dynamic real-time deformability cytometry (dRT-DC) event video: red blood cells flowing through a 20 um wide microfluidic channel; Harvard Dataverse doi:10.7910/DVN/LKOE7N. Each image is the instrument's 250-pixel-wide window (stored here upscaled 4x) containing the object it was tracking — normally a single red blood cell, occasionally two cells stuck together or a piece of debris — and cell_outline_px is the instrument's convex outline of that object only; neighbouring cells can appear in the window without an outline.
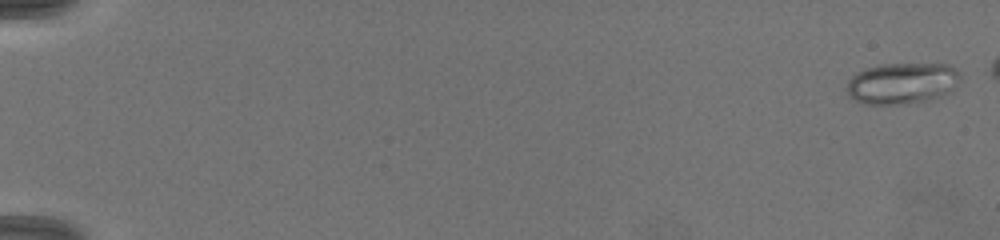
{"species": "common noctule bat (a hibernating species)", "species_latin": "Nyctalus noctula", "temperature_condition": "warm", "stored_images_in_passage": 51, "camera_frame_rate_fps": 3000, "um_per_image_px": 0.085, "animal": {"sex": "female", "body_mass_g": 19.5, "forearm_length_mm": 54.1}, "frame": {"image": 1, "passage_image": 1, "time_ms": 0.0, "image_size_px": [1000, 240], "cell_outline_px": [[960, 80], [948, 92], [940, 96], [928, 100], [892, 104], [868, 104], [856, 100], [848, 96], [848, 80], [856, 72], [880, 64], [948, 64], [960, 72]], "centroid_in_image_um": [76.67, 7.06], "position_along_channel_um": 8.3, "area_um2": 26.93}}
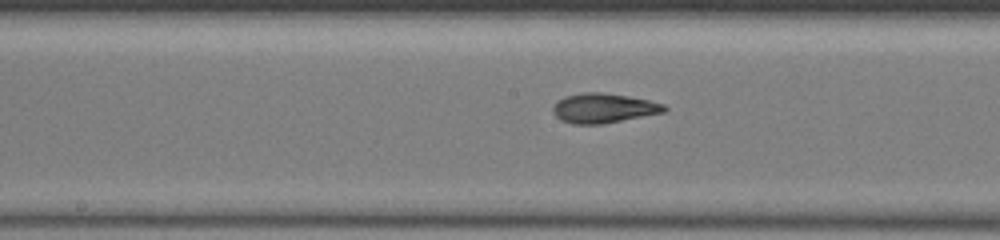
{"frame": {"image": 2, "passage_image": 37, "time_ms": 9.333, "image_size_px": [1000, 240], "cell_outline_px": [[668, 108], [664, 112], [604, 124], [572, 124], [560, 120], [552, 112], [552, 108], [556, 100], [564, 96], [584, 92], [600, 92], [628, 96], [648, 100], [664, 104]], "centroid_in_image_um": [51.26, 9.19], "position_along_channel_um": 196.9, "area_um2": 19.36}}
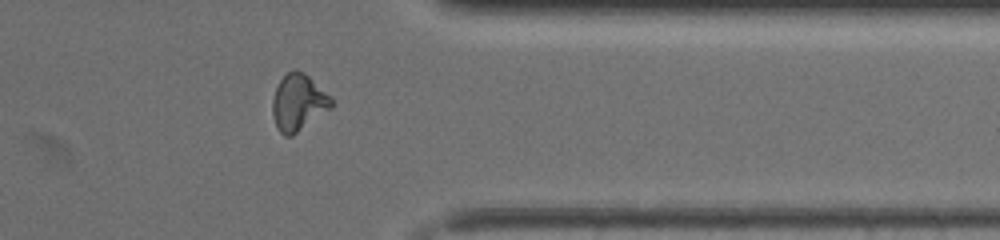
{"frame": {"image": 3, "passage_image": 47, "time_ms": 14.0, "image_size_px": [1000, 240], "cell_outline_px": [[332, 108], [292, 136], [284, 136], [276, 128], [272, 112], [272, 100], [276, 88], [280, 80], [292, 68], [296, 68], [304, 72], [332, 96]], "centroid_in_image_um": [25.37, 8.7], "position_along_channel_um": 386.0, "area_um2": 19.65}}